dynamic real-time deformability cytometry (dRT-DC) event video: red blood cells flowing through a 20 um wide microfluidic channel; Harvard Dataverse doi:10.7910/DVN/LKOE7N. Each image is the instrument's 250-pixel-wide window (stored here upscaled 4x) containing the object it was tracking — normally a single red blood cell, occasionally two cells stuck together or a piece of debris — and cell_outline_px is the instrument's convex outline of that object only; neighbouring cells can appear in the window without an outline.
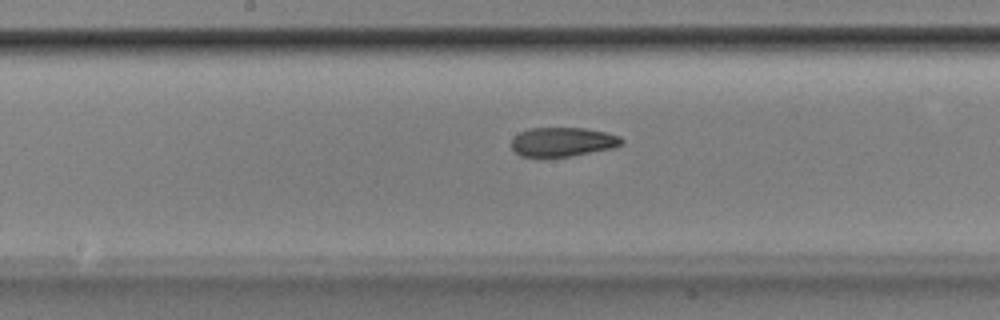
{"species": "Egyptian fruit bat (a non-hibernating species)", "species_latin": "Rousettus aegyptiacus", "temperature_condition": "room temperature", "stored_images_in_passage": 52, "camera_frame_rate_fps": 3000, "um_per_image_px": 0.085, "animal": {"sex": "male"}, "frame": {"image": 1, "passage_image": 27, "time_ms": 8.667, "image_size_px": [1000, 320], "cell_outline_px": [[624, 140], [616, 148], [544, 160], [520, 156], [512, 148], [512, 140], [520, 132], [528, 128], [584, 128], [604, 132], [620, 136]], "centroid_in_image_um": [47.79, 12.1], "position_along_channel_um": 200.4, "area_um2": 19.19}}
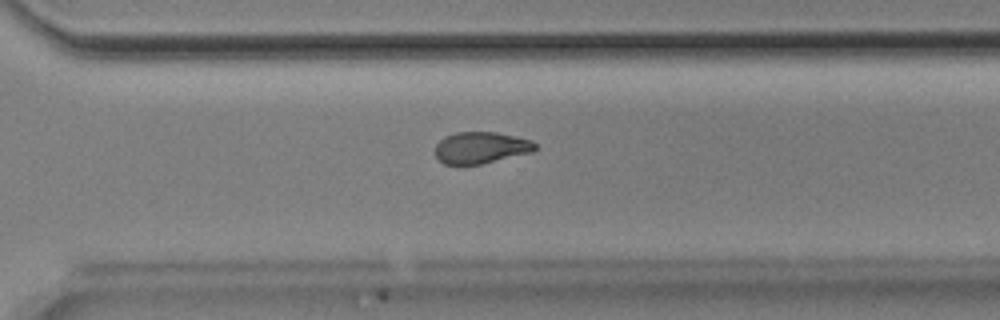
{"frame": {"image": 2, "passage_image": 37, "time_ms": 12.0, "image_size_px": [1000, 320], "cell_outline_px": [[536, 148], [532, 152], [480, 164], [460, 168], [444, 164], [436, 156], [436, 144], [444, 136], [456, 132], [496, 132], [532, 140], [536, 144]], "centroid_in_image_um": [40.83, 12.58], "position_along_channel_um": 329.8, "area_um2": 18.79}}
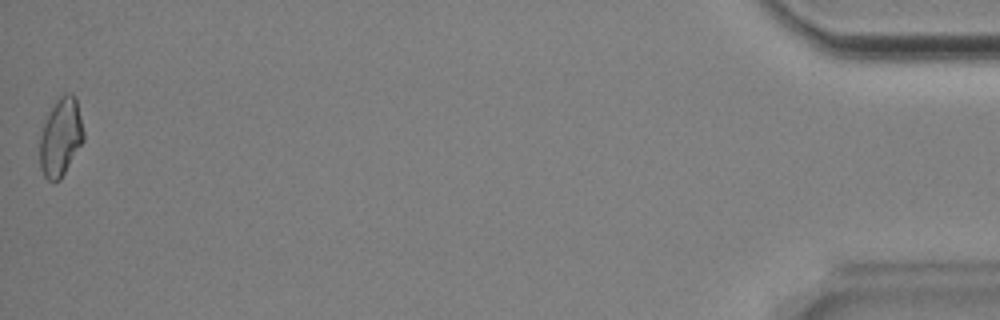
{"frame": {"image": 3, "passage_image": 52, "time_ms": 17.0, "image_size_px": [1000, 320], "cell_outline_px": [[84, 140], [60, 180], [48, 180], [44, 176], [40, 168], [40, 136], [48, 112], [56, 100], [64, 92], [68, 92], [76, 96], [84, 132]], "centroid_in_image_um": [5.16, 11.63], "position_along_channel_um": 430.0, "area_um2": 19.94}, "authors_computed_cell_mechanics": {"area_um2": 19.4786, "velocity_mm_per_s": 3.8948, "shape_relaxation_time_tau1_ms": 10.0312, "shape_relaxation_time_tau2_ms": 3.2431, "deformation_change_tau1": 0.2097, "deformation_change_tau2": 0.0837}}